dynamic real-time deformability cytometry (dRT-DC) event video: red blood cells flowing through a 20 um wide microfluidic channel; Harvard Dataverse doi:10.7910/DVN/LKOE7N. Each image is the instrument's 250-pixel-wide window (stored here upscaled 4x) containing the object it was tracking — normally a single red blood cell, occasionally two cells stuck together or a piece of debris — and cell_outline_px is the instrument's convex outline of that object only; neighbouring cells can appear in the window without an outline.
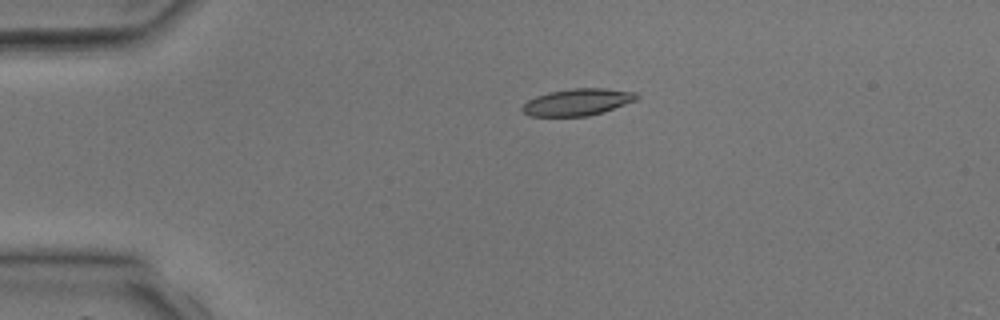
{"species": "common noctule bat (a hibernating species)", "species_latin": "Nyctalus noctula", "temperature_condition": "room temperature", "stored_images_in_passage": 5, "camera_frame_rate_fps": 3000, "um_per_image_px": 0.085, "animal": {"sex": "male", "body_mass_g": 17.9, "forearm_length_mm": 54.2}, "frame": {"image": 1, "passage_image": 3, "time_ms": 2.333, "image_size_px": [1000, 320], "cell_outline_px": [[640, 96], [636, 100], [604, 112], [588, 116], [528, 116], [520, 108], [528, 100], [536, 96], [548, 92], [572, 88], [604, 88], [636, 92]], "centroid_in_image_um": [49.09, 8.67], "position_along_channel_um": 35.9, "area_um2": 17.98}}